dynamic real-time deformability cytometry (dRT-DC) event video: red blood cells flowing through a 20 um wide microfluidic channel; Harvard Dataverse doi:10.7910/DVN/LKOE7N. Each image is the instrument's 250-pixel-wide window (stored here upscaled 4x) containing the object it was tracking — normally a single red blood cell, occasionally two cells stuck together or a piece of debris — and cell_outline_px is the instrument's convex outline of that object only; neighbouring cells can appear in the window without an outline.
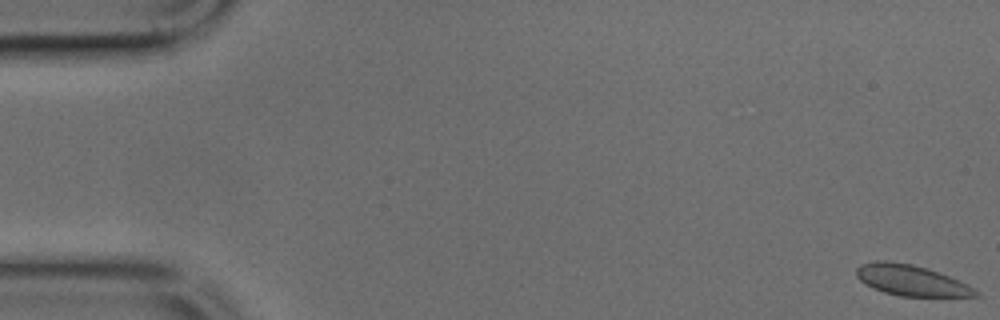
{"species": "common noctule bat (a hibernating species)", "species_latin": "Nyctalus noctula", "temperature_condition": "cold", "stored_images_in_passage": 10, "camera_frame_rate_fps": 3000, "um_per_image_px": 0.085, "animal": {"sex": "male", "body_mass_g": 17.9, "forearm_length_mm": 54.2}, "frame": {"image": 1, "passage_image": 1, "time_ms": 0.0, "image_size_px": [1000, 320], "cell_outline_px": [[980, 296], [900, 296], [884, 292], [872, 288], [860, 280], [856, 276], [856, 268], [860, 264], [876, 260], [888, 260], [912, 264], [928, 268], [968, 284], [980, 292]], "centroid_in_image_um": [77.43, 23.81], "position_along_channel_um": 7.6, "area_um2": 21.44}}